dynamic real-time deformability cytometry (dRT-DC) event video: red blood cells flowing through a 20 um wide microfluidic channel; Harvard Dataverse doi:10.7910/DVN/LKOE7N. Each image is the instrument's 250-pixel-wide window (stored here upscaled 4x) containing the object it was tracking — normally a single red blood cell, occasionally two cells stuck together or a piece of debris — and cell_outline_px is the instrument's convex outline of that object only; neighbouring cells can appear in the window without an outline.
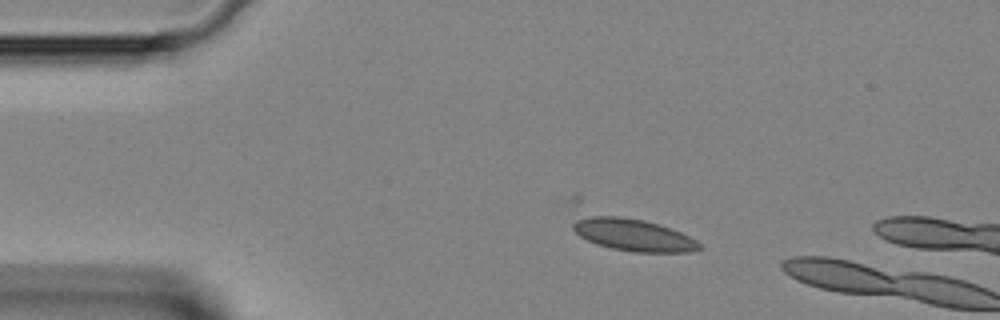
{"species": "Egyptian fruit bat (a non-hibernating species)", "species_latin": "Rousettus aegyptiacus", "temperature_condition": "room temperature", "stored_images_in_passage": 8, "camera_frame_rate_fps": 3000, "um_per_image_px": 0.085, "animal": {"sex": "female"}, "frame": {"image": 1, "passage_image": 7, "time_ms": 2.0, "image_size_px": [1000, 320], "cell_outline_px": [[704, 248], [688, 252], [632, 252], [612, 248], [596, 244], [580, 236], [572, 228], [572, 224], [576, 220], [592, 216], [620, 216], [644, 220], [672, 228], [696, 240]], "centroid_in_image_um": [53.86, 19.97], "position_along_channel_um": 31.1, "area_um2": 23.47}}